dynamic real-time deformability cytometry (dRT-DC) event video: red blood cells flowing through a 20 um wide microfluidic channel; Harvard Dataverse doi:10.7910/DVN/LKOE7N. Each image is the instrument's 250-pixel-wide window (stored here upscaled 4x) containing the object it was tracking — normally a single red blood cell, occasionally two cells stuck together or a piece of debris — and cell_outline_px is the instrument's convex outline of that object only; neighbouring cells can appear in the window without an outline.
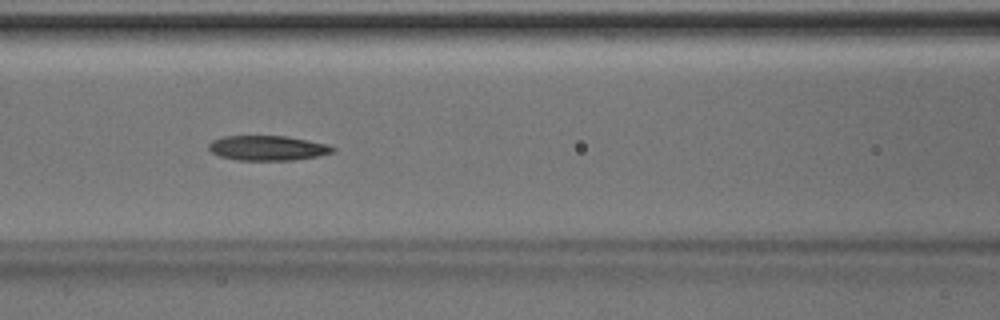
{"species": "Egyptian fruit bat (a non-hibernating species)", "species_latin": "Rousettus aegyptiacus", "temperature_condition": "room temperature", "stored_images_in_passage": 18, "camera_frame_rate_fps": 3000, "um_per_image_px": 0.085, "animal": {"sex": "male"}, "frame": {"image": 1, "passage_image": 10, "time_ms": 3.0, "image_size_px": [1000, 320], "cell_outline_px": [[336, 152], [320, 156], [292, 160], [236, 160], [220, 156], [212, 152], [208, 148], [208, 144], [212, 140], [224, 136], [288, 136], [328, 144], [336, 148]], "centroid_in_image_um": [22.79, 12.58], "position_along_channel_um": 143.8, "area_um2": 18.15}}